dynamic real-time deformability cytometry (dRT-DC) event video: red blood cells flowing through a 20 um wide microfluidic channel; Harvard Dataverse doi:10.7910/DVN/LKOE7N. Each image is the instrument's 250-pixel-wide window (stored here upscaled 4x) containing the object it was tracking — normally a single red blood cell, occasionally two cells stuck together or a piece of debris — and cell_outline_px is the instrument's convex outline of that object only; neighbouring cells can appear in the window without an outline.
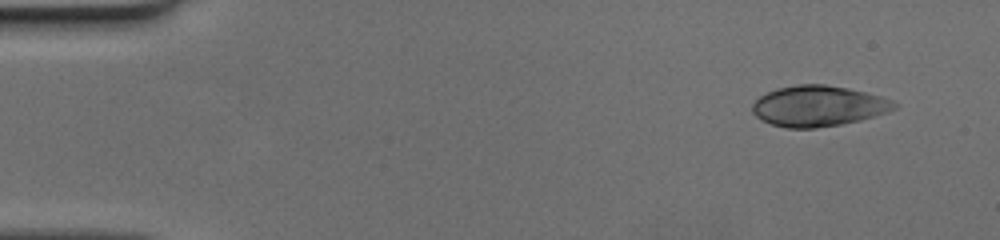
{"species": "human", "species_latin": "Homo sapiens", "temperature_condition": "cold", "stored_images_in_passage": 46, "camera_frame_rate_fps": 3000, "um_per_image_px": 0.085, "donor": {"sex": "female"}, "frame": {"image": 1, "passage_image": 1, "time_ms": 0.0, "image_size_px": [1000, 240], "cell_outline_px": [[900, 104], [896, 108], [888, 112], [860, 120], [840, 124], [816, 128], [788, 128], [772, 124], [760, 120], [752, 112], [752, 104], [760, 96], [776, 88], [796, 84], [824, 84], [848, 88], [880, 96], [892, 100]], "centroid_in_image_um": [69.55, 9.01], "position_along_channel_um": 15.4, "area_um2": 33.7}}
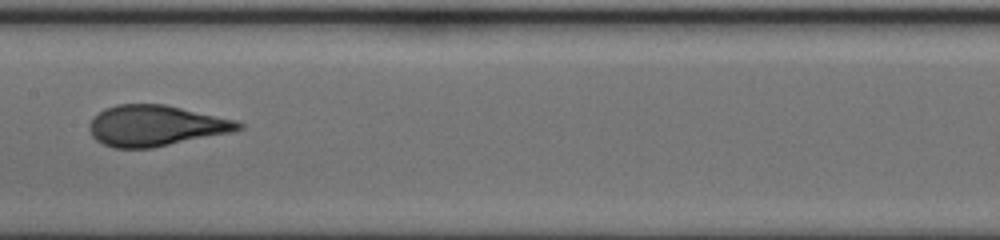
{"frame": {"image": 2, "passage_image": 23, "time_ms": 7.333, "image_size_px": [1000, 240], "cell_outline_px": [[244, 128], [232, 132], [152, 148], [112, 148], [96, 140], [92, 136], [88, 128], [88, 124], [104, 108], [116, 104], [164, 104], [236, 120], [244, 124]], "centroid_in_image_um": [13.23, 10.69], "position_along_channel_um": 194.2, "area_um2": 35.43}}
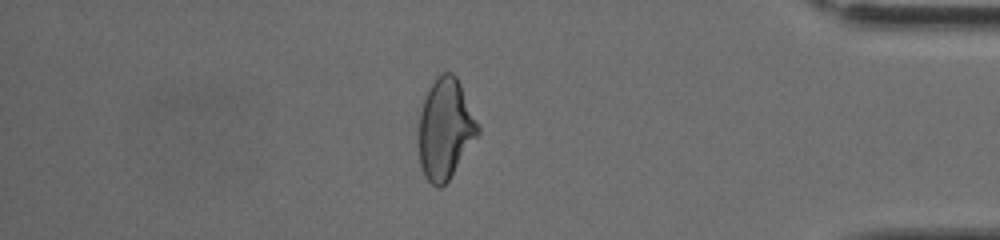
{"frame": {"image": 3, "passage_image": 40, "time_ms": 13.0, "image_size_px": [1000, 240], "cell_outline_px": [[480, 132], [448, 180], [440, 188], [436, 188], [424, 176], [420, 164], [420, 112], [428, 88], [436, 76], [444, 72], [452, 72], [456, 76], [460, 84], [480, 128]], "centroid_in_image_um": [37.85, 10.94], "position_along_channel_um": 397.4, "area_um2": 34.1}}